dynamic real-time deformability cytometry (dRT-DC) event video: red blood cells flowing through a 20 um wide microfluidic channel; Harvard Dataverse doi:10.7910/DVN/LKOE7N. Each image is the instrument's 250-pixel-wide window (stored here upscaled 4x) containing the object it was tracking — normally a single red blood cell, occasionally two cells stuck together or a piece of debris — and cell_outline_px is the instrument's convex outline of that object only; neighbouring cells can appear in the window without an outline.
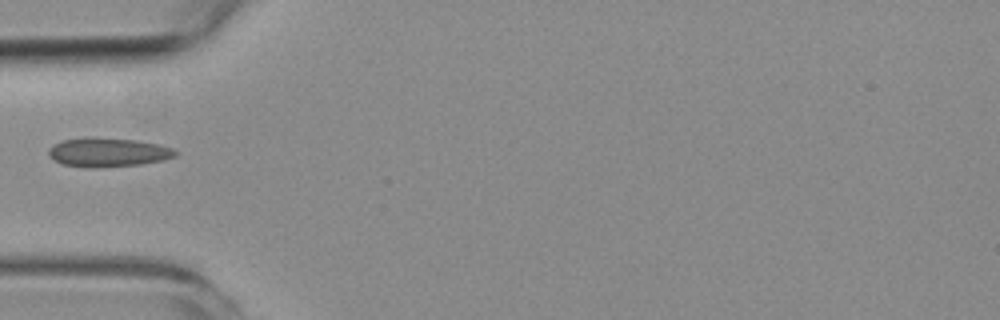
{"species": "common noctule bat (a hibernating species)", "species_latin": "Nyctalus noctula", "temperature_condition": "room temperature", "stored_images_in_passage": 1, "camera_frame_rate_fps": 3000, "um_per_image_px": 0.085, "animal": {"sex": "female", "body_mass_g": 19.3, "forearm_length_mm": 54.1}, "frame": {"image": 1, "passage_image": 1, "time_ms": 0.0, "image_size_px": [1000, 320], "cell_outline_px": [[176, 156], [164, 160], [140, 164], [100, 168], [84, 168], [64, 164], [52, 160], [48, 156], [48, 148], [52, 144], [64, 140], [88, 136], [92, 136], [136, 140], [156, 144], [172, 148], [176, 152]], "centroid_in_image_um": [9.11, 12.94], "position_along_channel_um": 75.9, "area_um2": 21.79}}